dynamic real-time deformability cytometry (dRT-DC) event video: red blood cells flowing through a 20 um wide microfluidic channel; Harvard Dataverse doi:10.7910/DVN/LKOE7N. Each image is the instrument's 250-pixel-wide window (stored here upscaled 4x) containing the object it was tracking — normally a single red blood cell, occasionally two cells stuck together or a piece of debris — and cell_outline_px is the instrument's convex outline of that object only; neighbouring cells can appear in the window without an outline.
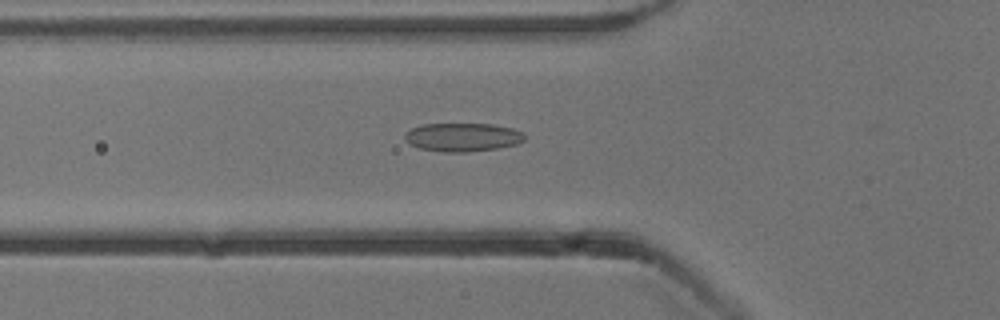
{"species": "common noctule bat (a hibernating species)", "species_latin": "Nyctalus noctula", "temperature_condition": "cold", "stored_images_in_passage": 53, "camera_frame_rate_fps": 3000, "um_per_image_px": 0.085, "animal": {"sex": "male", "body_mass_g": 13.3}, "frame": {"image": 1, "passage_image": 19, "time_ms": 6.0, "image_size_px": [1000, 320], "cell_outline_px": [[524, 140], [516, 144], [496, 148], [464, 152], [444, 152], [420, 148], [404, 140], [404, 132], [412, 128], [424, 124], [492, 124], [512, 128], [524, 132]], "centroid_in_image_um": [39.31, 11.65], "position_along_channel_um": 86.5, "area_um2": 19.77}}
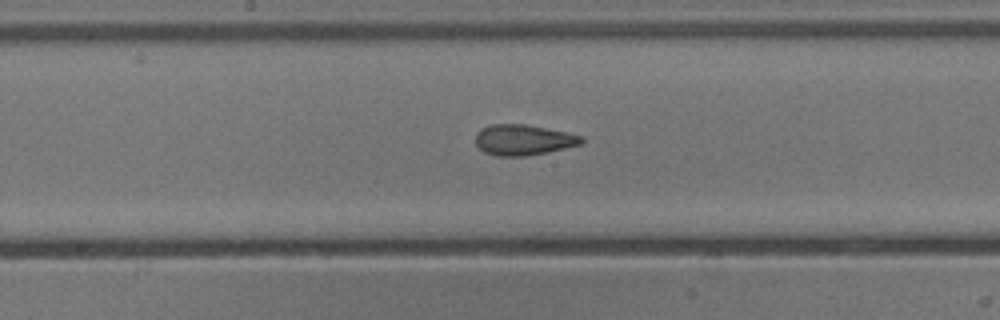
{"frame": {"image": 2, "passage_image": 28, "time_ms": 9.0, "image_size_px": [1000, 320], "cell_outline_px": [[584, 140], [580, 144], [548, 152], [524, 156], [496, 156], [484, 152], [476, 144], [476, 132], [492, 124], [524, 124], [584, 136]], "centroid_in_image_um": [44.47, 11.9], "position_along_channel_um": 203.7, "area_um2": 18.67}}
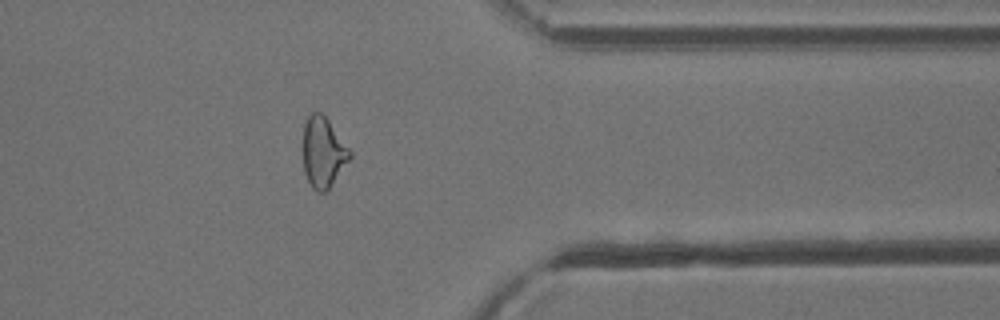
{"frame": {"image": 3, "passage_image": 43, "time_ms": 14.0, "image_size_px": [1000, 320], "cell_outline_px": [[352, 156], [328, 188], [324, 192], [316, 192], [312, 188], [304, 172], [300, 148], [304, 124], [308, 116], [312, 112], [320, 112], [328, 120], [352, 152]], "centroid_in_image_um": [27.4, 12.93], "position_along_channel_um": 384.0, "area_um2": 19.48}, "authors_computed_cell_mechanics": {"area_um2": 19.9988, "velocity_mm_per_s": 3.8766, "shape_relaxation_time_tau1_ms": null, "shape_relaxation_time_tau2_ms": 1.9005, "deformation_change_tau1": null, "deformation_change_tau2": 0.1004}}